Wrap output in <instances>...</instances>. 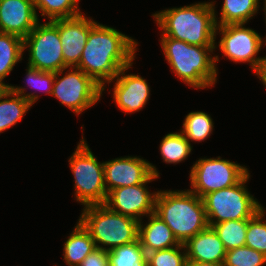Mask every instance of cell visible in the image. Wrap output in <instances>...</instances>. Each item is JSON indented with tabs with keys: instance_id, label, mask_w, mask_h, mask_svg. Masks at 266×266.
I'll use <instances>...</instances> for the list:
<instances>
[{
	"instance_id": "36",
	"label": "cell",
	"mask_w": 266,
	"mask_h": 266,
	"mask_svg": "<svg viewBox=\"0 0 266 266\" xmlns=\"http://www.w3.org/2000/svg\"><path fill=\"white\" fill-rule=\"evenodd\" d=\"M5 88H6V87L0 83V94L2 93V91H3Z\"/></svg>"
},
{
	"instance_id": "25",
	"label": "cell",
	"mask_w": 266,
	"mask_h": 266,
	"mask_svg": "<svg viewBox=\"0 0 266 266\" xmlns=\"http://www.w3.org/2000/svg\"><path fill=\"white\" fill-rule=\"evenodd\" d=\"M36 10L49 21L73 18L82 14L78 7L79 0H32Z\"/></svg>"
},
{
	"instance_id": "7",
	"label": "cell",
	"mask_w": 266,
	"mask_h": 266,
	"mask_svg": "<svg viewBox=\"0 0 266 266\" xmlns=\"http://www.w3.org/2000/svg\"><path fill=\"white\" fill-rule=\"evenodd\" d=\"M248 172L237 184L206 194L202 199L209 227L214 224L250 219L263 206L248 191Z\"/></svg>"
},
{
	"instance_id": "4",
	"label": "cell",
	"mask_w": 266,
	"mask_h": 266,
	"mask_svg": "<svg viewBox=\"0 0 266 266\" xmlns=\"http://www.w3.org/2000/svg\"><path fill=\"white\" fill-rule=\"evenodd\" d=\"M155 214L172 230L180 244L209 227L203 199L189 189L158 190Z\"/></svg>"
},
{
	"instance_id": "31",
	"label": "cell",
	"mask_w": 266,
	"mask_h": 266,
	"mask_svg": "<svg viewBox=\"0 0 266 266\" xmlns=\"http://www.w3.org/2000/svg\"><path fill=\"white\" fill-rule=\"evenodd\" d=\"M55 72L42 71L27 65L26 81L28 86L52 95Z\"/></svg>"
},
{
	"instance_id": "35",
	"label": "cell",
	"mask_w": 266,
	"mask_h": 266,
	"mask_svg": "<svg viewBox=\"0 0 266 266\" xmlns=\"http://www.w3.org/2000/svg\"><path fill=\"white\" fill-rule=\"evenodd\" d=\"M263 3H264V5H263L264 6V9L263 10H264V12H265L264 14L266 16V0H264ZM265 23H266V17H265ZM265 40H266V36H265Z\"/></svg>"
},
{
	"instance_id": "20",
	"label": "cell",
	"mask_w": 266,
	"mask_h": 266,
	"mask_svg": "<svg viewBox=\"0 0 266 266\" xmlns=\"http://www.w3.org/2000/svg\"><path fill=\"white\" fill-rule=\"evenodd\" d=\"M95 248L97 247L91 234L78 220L63 246L64 263L68 266H79Z\"/></svg>"
},
{
	"instance_id": "9",
	"label": "cell",
	"mask_w": 266,
	"mask_h": 266,
	"mask_svg": "<svg viewBox=\"0 0 266 266\" xmlns=\"http://www.w3.org/2000/svg\"><path fill=\"white\" fill-rule=\"evenodd\" d=\"M248 168L227 159L200 158L190 171L189 190L203 198L206 194L237 184L247 173Z\"/></svg>"
},
{
	"instance_id": "18",
	"label": "cell",
	"mask_w": 266,
	"mask_h": 266,
	"mask_svg": "<svg viewBox=\"0 0 266 266\" xmlns=\"http://www.w3.org/2000/svg\"><path fill=\"white\" fill-rule=\"evenodd\" d=\"M187 261L224 263L226 250L212 227L197 233L185 244Z\"/></svg>"
},
{
	"instance_id": "28",
	"label": "cell",
	"mask_w": 266,
	"mask_h": 266,
	"mask_svg": "<svg viewBox=\"0 0 266 266\" xmlns=\"http://www.w3.org/2000/svg\"><path fill=\"white\" fill-rule=\"evenodd\" d=\"M265 211V208L262 207L250 219H247L245 246L261 252L266 256Z\"/></svg>"
},
{
	"instance_id": "17",
	"label": "cell",
	"mask_w": 266,
	"mask_h": 266,
	"mask_svg": "<svg viewBox=\"0 0 266 266\" xmlns=\"http://www.w3.org/2000/svg\"><path fill=\"white\" fill-rule=\"evenodd\" d=\"M25 89L10 84L0 94V133L18 124L39 99L35 92L26 93Z\"/></svg>"
},
{
	"instance_id": "1",
	"label": "cell",
	"mask_w": 266,
	"mask_h": 266,
	"mask_svg": "<svg viewBox=\"0 0 266 266\" xmlns=\"http://www.w3.org/2000/svg\"><path fill=\"white\" fill-rule=\"evenodd\" d=\"M138 42L112 27L96 22L91 28L76 68L105 90L123 67L133 64Z\"/></svg>"
},
{
	"instance_id": "33",
	"label": "cell",
	"mask_w": 266,
	"mask_h": 266,
	"mask_svg": "<svg viewBox=\"0 0 266 266\" xmlns=\"http://www.w3.org/2000/svg\"><path fill=\"white\" fill-rule=\"evenodd\" d=\"M255 75L258 76L259 80H261V82L263 83V85H265L266 88V56L263 57L260 67L255 73Z\"/></svg>"
},
{
	"instance_id": "34",
	"label": "cell",
	"mask_w": 266,
	"mask_h": 266,
	"mask_svg": "<svg viewBox=\"0 0 266 266\" xmlns=\"http://www.w3.org/2000/svg\"><path fill=\"white\" fill-rule=\"evenodd\" d=\"M186 266H224L223 263H207L187 261Z\"/></svg>"
},
{
	"instance_id": "14",
	"label": "cell",
	"mask_w": 266,
	"mask_h": 266,
	"mask_svg": "<svg viewBox=\"0 0 266 266\" xmlns=\"http://www.w3.org/2000/svg\"><path fill=\"white\" fill-rule=\"evenodd\" d=\"M85 16L52 20L59 29L64 63L68 67L79 64L90 28L97 22Z\"/></svg>"
},
{
	"instance_id": "21",
	"label": "cell",
	"mask_w": 266,
	"mask_h": 266,
	"mask_svg": "<svg viewBox=\"0 0 266 266\" xmlns=\"http://www.w3.org/2000/svg\"><path fill=\"white\" fill-rule=\"evenodd\" d=\"M259 2L260 0H224L220 17L217 18L214 13L216 25L247 24L258 13Z\"/></svg>"
},
{
	"instance_id": "6",
	"label": "cell",
	"mask_w": 266,
	"mask_h": 266,
	"mask_svg": "<svg viewBox=\"0 0 266 266\" xmlns=\"http://www.w3.org/2000/svg\"><path fill=\"white\" fill-rule=\"evenodd\" d=\"M84 137L69 158L74 177L75 200L81 205L105 204L108 193L104 182V162H98Z\"/></svg>"
},
{
	"instance_id": "15",
	"label": "cell",
	"mask_w": 266,
	"mask_h": 266,
	"mask_svg": "<svg viewBox=\"0 0 266 266\" xmlns=\"http://www.w3.org/2000/svg\"><path fill=\"white\" fill-rule=\"evenodd\" d=\"M132 64L123 67L117 76L108 82H115L113 99L117 107L126 113H135L143 109L149 100L150 87L147 81L137 74H126Z\"/></svg>"
},
{
	"instance_id": "11",
	"label": "cell",
	"mask_w": 266,
	"mask_h": 266,
	"mask_svg": "<svg viewBox=\"0 0 266 266\" xmlns=\"http://www.w3.org/2000/svg\"><path fill=\"white\" fill-rule=\"evenodd\" d=\"M217 33L222 35L219 44L215 43L230 61L235 63H249L254 73L260 67L263 57H257L263 45H266V40L260 36L256 30L246 28L245 24H228L217 25L215 36Z\"/></svg>"
},
{
	"instance_id": "12",
	"label": "cell",
	"mask_w": 266,
	"mask_h": 266,
	"mask_svg": "<svg viewBox=\"0 0 266 266\" xmlns=\"http://www.w3.org/2000/svg\"><path fill=\"white\" fill-rule=\"evenodd\" d=\"M157 178L153 174L145 183L111 190L105 205L113 212L141 221L143 216L155 213V198L158 191L151 193L146 185Z\"/></svg>"
},
{
	"instance_id": "24",
	"label": "cell",
	"mask_w": 266,
	"mask_h": 266,
	"mask_svg": "<svg viewBox=\"0 0 266 266\" xmlns=\"http://www.w3.org/2000/svg\"><path fill=\"white\" fill-rule=\"evenodd\" d=\"M185 117L181 132L189 142L200 143L210 137L214 122L209 114L203 111H192Z\"/></svg>"
},
{
	"instance_id": "10",
	"label": "cell",
	"mask_w": 266,
	"mask_h": 266,
	"mask_svg": "<svg viewBox=\"0 0 266 266\" xmlns=\"http://www.w3.org/2000/svg\"><path fill=\"white\" fill-rule=\"evenodd\" d=\"M23 49H28L30 67L49 72L69 68L64 63L59 29L52 21L43 24L39 21L23 39Z\"/></svg>"
},
{
	"instance_id": "19",
	"label": "cell",
	"mask_w": 266,
	"mask_h": 266,
	"mask_svg": "<svg viewBox=\"0 0 266 266\" xmlns=\"http://www.w3.org/2000/svg\"><path fill=\"white\" fill-rule=\"evenodd\" d=\"M148 223L139 221L138 239L145 253L172 248L180 245L172 230L155 213L147 216Z\"/></svg>"
},
{
	"instance_id": "29",
	"label": "cell",
	"mask_w": 266,
	"mask_h": 266,
	"mask_svg": "<svg viewBox=\"0 0 266 266\" xmlns=\"http://www.w3.org/2000/svg\"><path fill=\"white\" fill-rule=\"evenodd\" d=\"M224 266H264L266 256L248 246L226 251Z\"/></svg>"
},
{
	"instance_id": "27",
	"label": "cell",
	"mask_w": 266,
	"mask_h": 266,
	"mask_svg": "<svg viewBox=\"0 0 266 266\" xmlns=\"http://www.w3.org/2000/svg\"><path fill=\"white\" fill-rule=\"evenodd\" d=\"M212 228L218 234L226 251L245 246L247 219L217 223Z\"/></svg>"
},
{
	"instance_id": "30",
	"label": "cell",
	"mask_w": 266,
	"mask_h": 266,
	"mask_svg": "<svg viewBox=\"0 0 266 266\" xmlns=\"http://www.w3.org/2000/svg\"><path fill=\"white\" fill-rule=\"evenodd\" d=\"M183 252H181V251ZM147 266H186L187 256L184 244L146 253Z\"/></svg>"
},
{
	"instance_id": "22",
	"label": "cell",
	"mask_w": 266,
	"mask_h": 266,
	"mask_svg": "<svg viewBox=\"0 0 266 266\" xmlns=\"http://www.w3.org/2000/svg\"><path fill=\"white\" fill-rule=\"evenodd\" d=\"M23 38L0 32V83L6 88L4 79L10 74L17 62L23 59Z\"/></svg>"
},
{
	"instance_id": "32",
	"label": "cell",
	"mask_w": 266,
	"mask_h": 266,
	"mask_svg": "<svg viewBox=\"0 0 266 266\" xmlns=\"http://www.w3.org/2000/svg\"><path fill=\"white\" fill-rule=\"evenodd\" d=\"M79 266H110L108 251L95 248L83 259Z\"/></svg>"
},
{
	"instance_id": "26",
	"label": "cell",
	"mask_w": 266,
	"mask_h": 266,
	"mask_svg": "<svg viewBox=\"0 0 266 266\" xmlns=\"http://www.w3.org/2000/svg\"><path fill=\"white\" fill-rule=\"evenodd\" d=\"M110 266H147L145 250L138 240L108 251Z\"/></svg>"
},
{
	"instance_id": "23",
	"label": "cell",
	"mask_w": 266,
	"mask_h": 266,
	"mask_svg": "<svg viewBox=\"0 0 266 266\" xmlns=\"http://www.w3.org/2000/svg\"><path fill=\"white\" fill-rule=\"evenodd\" d=\"M190 143L181 131L166 134L159 147L163 161L178 164L186 160L193 148Z\"/></svg>"
},
{
	"instance_id": "5",
	"label": "cell",
	"mask_w": 266,
	"mask_h": 266,
	"mask_svg": "<svg viewBox=\"0 0 266 266\" xmlns=\"http://www.w3.org/2000/svg\"><path fill=\"white\" fill-rule=\"evenodd\" d=\"M79 221L91 234L96 247L103 250L138 240L139 221L113 212L105 204L85 206Z\"/></svg>"
},
{
	"instance_id": "2",
	"label": "cell",
	"mask_w": 266,
	"mask_h": 266,
	"mask_svg": "<svg viewBox=\"0 0 266 266\" xmlns=\"http://www.w3.org/2000/svg\"><path fill=\"white\" fill-rule=\"evenodd\" d=\"M215 3L199 2L179 8L173 7L152 14L161 36L190 45L214 46L216 42Z\"/></svg>"
},
{
	"instance_id": "3",
	"label": "cell",
	"mask_w": 266,
	"mask_h": 266,
	"mask_svg": "<svg viewBox=\"0 0 266 266\" xmlns=\"http://www.w3.org/2000/svg\"><path fill=\"white\" fill-rule=\"evenodd\" d=\"M160 42L165 60L177 78L196 89L216 84L219 56L211 55L215 46L190 45L167 36H161Z\"/></svg>"
},
{
	"instance_id": "13",
	"label": "cell",
	"mask_w": 266,
	"mask_h": 266,
	"mask_svg": "<svg viewBox=\"0 0 266 266\" xmlns=\"http://www.w3.org/2000/svg\"><path fill=\"white\" fill-rule=\"evenodd\" d=\"M153 174L159 177L160 173L152 163L139 156H125L104 162L107 193L115 188L145 183Z\"/></svg>"
},
{
	"instance_id": "16",
	"label": "cell",
	"mask_w": 266,
	"mask_h": 266,
	"mask_svg": "<svg viewBox=\"0 0 266 266\" xmlns=\"http://www.w3.org/2000/svg\"><path fill=\"white\" fill-rule=\"evenodd\" d=\"M32 0H0V32L25 38L40 21Z\"/></svg>"
},
{
	"instance_id": "8",
	"label": "cell",
	"mask_w": 266,
	"mask_h": 266,
	"mask_svg": "<svg viewBox=\"0 0 266 266\" xmlns=\"http://www.w3.org/2000/svg\"><path fill=\"white\" fill-rule=\"evenodd\" d=\"M69 68L65 76L63 71L66 69L55 72L51 96L79 115L100 101L103 91L102 87L81 69Z\"/></svg>"
}]
</instances>
